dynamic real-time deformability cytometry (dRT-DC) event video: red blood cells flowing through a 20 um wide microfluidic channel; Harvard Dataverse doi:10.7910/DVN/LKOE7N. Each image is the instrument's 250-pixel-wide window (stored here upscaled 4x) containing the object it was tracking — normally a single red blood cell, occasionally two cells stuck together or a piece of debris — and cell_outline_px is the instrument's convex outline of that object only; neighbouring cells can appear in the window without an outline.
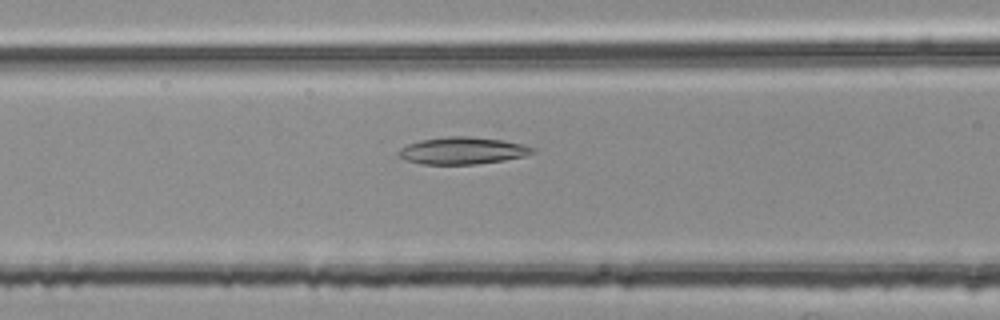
{"species": "common noctule bat (a hibernating species)", "species_latin": "Nyctalus noctula", "temperature_condition": "room temperature", "stored_images_in_passage": 54, "camera_frame_rate_fps": 3000, "um_per_image_px": 0.085, "animal": {"sex": "female", "body_mass_g": 25.1}, "frame": {"image": 1, "passage_image": 22, "time_ms": 7.0, "image_size_px": [1000, 320], "cell_outline_px": [[536, 152], [524, 156], [504, 160], [476, 164], [424, 164], [404, 160], [396, 156], [396, 152], [400, 148], [408, 144], [420, 140], [448, 136], [464, 136], [504, 140], [536, 148]], "centroid_in_image_um": [39.27, 12.81], "position_along_channel_um": 127.3, "area_um2": 21.21}}
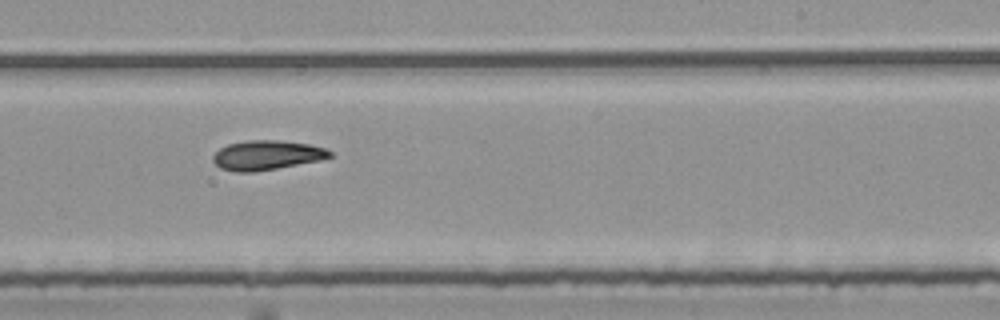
{"frame": {"image": 2, "passage_image": 33, "time_ms": 10.667, "image_size_px": [1000, 320], "cell_outline_px": [[332, 156], [320, 160], [276, 168], [252, 172], [236, 172], [220, 168], [212, 160], [212, 156], [220, 148], [228, 144], [248, 140], [280, 140], [308, 144], [324, 148], [332, 152]], "centroid_in_image_um": [22.65, 13.18], "position_along_channel_um": 266.4, "area_um2": 19.94}}
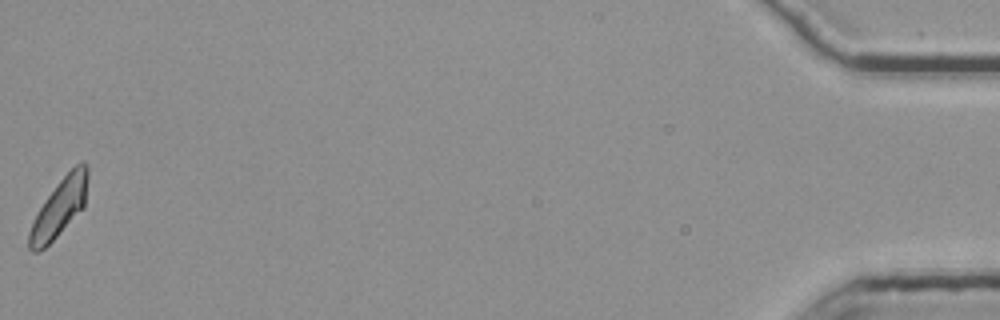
{"frame": {"image": 3, "passage_image": 54, "time_ms": 17.667, "image_size_px": [1000, 320], "cell_outline_px": [[88, 176], [84, 208], [44, 248], [36, 252], [32, 252], [28, 248], [28, 232], [32, 220], [44, 200], [60, 180], [80, 160], [84, 160], [88, 168]], "centroid_in_image_um": [5.04, 17.64], "position_along_channel_um": 430.2, "area_um2": 19.77}}